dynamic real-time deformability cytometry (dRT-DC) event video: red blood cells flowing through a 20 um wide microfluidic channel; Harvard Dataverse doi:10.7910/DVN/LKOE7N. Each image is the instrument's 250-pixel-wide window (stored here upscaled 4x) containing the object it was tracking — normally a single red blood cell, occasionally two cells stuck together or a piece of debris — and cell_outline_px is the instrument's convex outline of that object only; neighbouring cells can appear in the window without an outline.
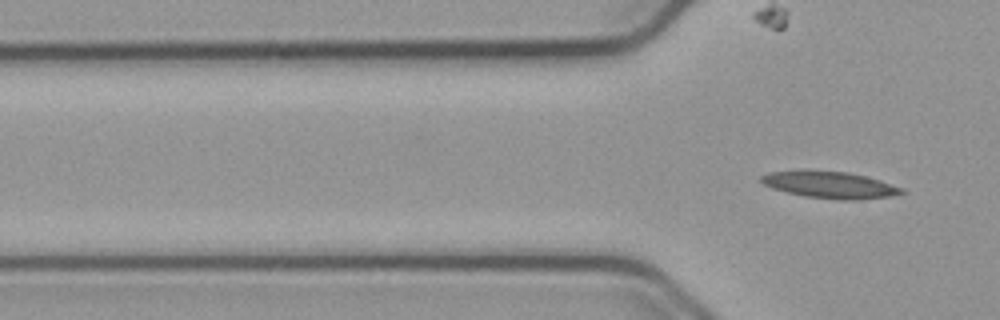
{"species": "common noctule bat (a hibernating species)", "species_latin": "Nyctalus noctula", "temperature_condition": "cold", "stored_images_in_passage": 6, "camera_frame_rate_fps": 3000, "um_per_image_px": 0.085, "animal": {"sex": "male", "body_mass_g": 23.1, "forearm_length_mm": 52.7}, "frame": {"image": 1, "passage_image": 6, "time_ms": 1.667, "image_size_px": [1000, 320], "cell_outline_px": [[908, 192], [888, 196], [860, 200], [840, 200], [804, 196], [772, 188], [764, 184], [760, 180], [760, 176], [768, 172], [800, 168], [848, 172], [880, 180], [904, 188]], "centroid_in_image_um": [70.5, 15.68], "position_along_channel_um": 55.3, "area_um2": 22.48}}